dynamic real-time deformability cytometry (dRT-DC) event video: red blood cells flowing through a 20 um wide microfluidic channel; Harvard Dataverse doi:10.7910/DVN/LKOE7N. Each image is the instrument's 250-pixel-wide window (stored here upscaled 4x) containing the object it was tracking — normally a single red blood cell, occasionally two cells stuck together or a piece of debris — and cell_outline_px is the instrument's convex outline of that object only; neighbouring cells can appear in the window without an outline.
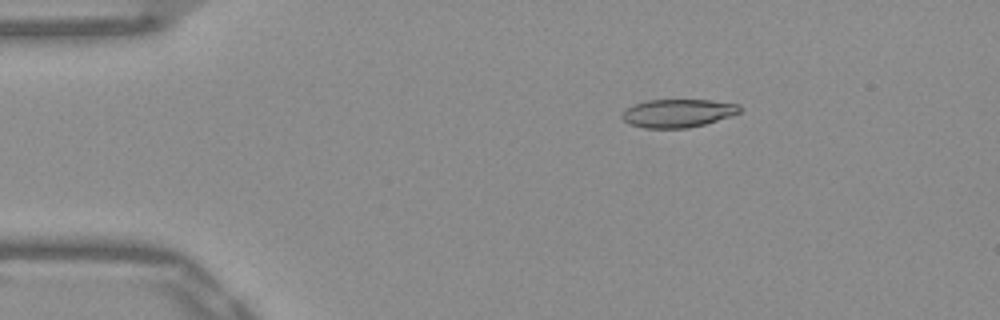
{"species": "Egyptian fruit bat (a non-hibernating species)", "species_latin": "Rousettus aegyptiacus", "temperature_condition": "warm", "stored_images_in_passage": 52, "camera_frame_rate_fps": 3000, "um_per_image_px": 0.085, "frame": {"image": 1, "passage_image": 9, "time_ms": 2.667, "image_size_px": [1000, 320], "cell_outline_px": [[740, 112], [732, 116], [704, 124], [688, 128], [644, 128], [628, 124], [620, 116], [624, 108], [648, 100], [708, 100], [740, 104]], "centroid_in_image_um": [57.59, 9.62], "position_along_channel_um": 27.4, "area_um2": 19.42}}
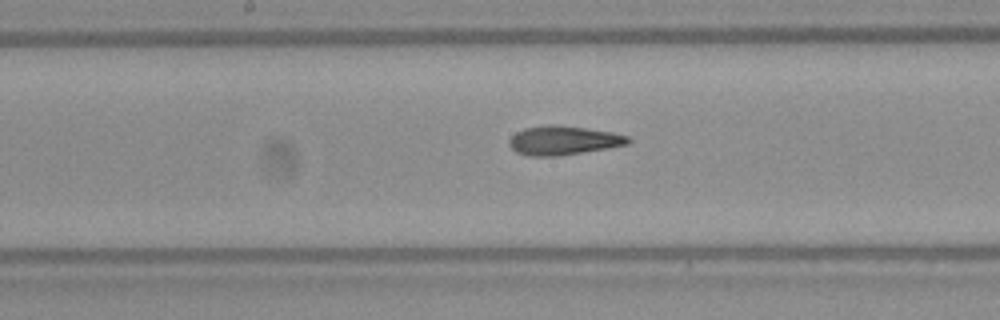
{"frame": {"image": 2, "passage_image": 27, "time_ms": 8.667, "image_size_px": [1000, 320], "cell_outline_px": [[632, 140], [628, 144], [608, 148], [560, 156], [528, 156], [516, 152], [508, 144], [508, 140], [516, 132], [524, 128], [552, 124], [584, 128], [612, 132], [628, 136]], "centroid_in_image_um": [47.87, 11.94], "position_along_channel_um": 200.3, "area_um2": 20.11}}
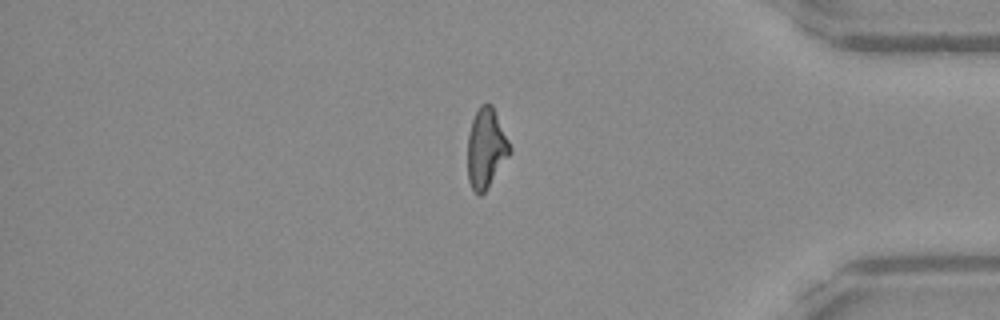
{"frame": {"image": 3, "passage_image": 44, "time_ms": 14.333, "image_size_px": [1000, 320], "cell_outline_px": [[512, 152], [484, 192], [480, 196], [472, 188], [468, 180], [468, 136], [472, 120], [480, 104], [492, 104], [512, 148]], "centroid_in_image_um": [41.32, 12.59], "position_along_channel_um": 393.9, "area_um2": 19.42}, "authors_computed_cell_mechanics": {"area_um2": 19.8543, "velocity_mm_per_s": 3.9015, "shape_relaxation_time_tau1_ms": 8.8884, "shape_relaxation_time_tau2_ms": 1.7285, "deformation_change_tau1": 0.2657, "deformation_change_tau2": 0.1067}}